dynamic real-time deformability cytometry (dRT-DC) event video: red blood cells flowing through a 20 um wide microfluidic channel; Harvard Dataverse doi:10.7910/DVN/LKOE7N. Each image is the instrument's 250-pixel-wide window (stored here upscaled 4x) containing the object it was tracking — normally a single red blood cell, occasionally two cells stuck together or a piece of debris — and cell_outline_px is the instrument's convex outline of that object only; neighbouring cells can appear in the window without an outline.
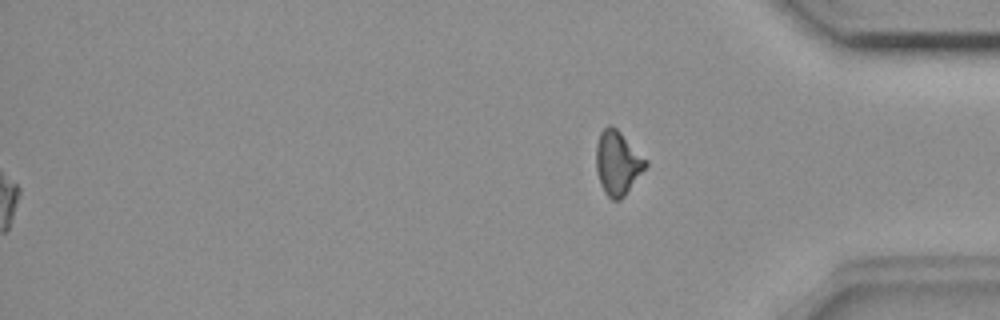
{"species": "common noctule bat (a hibernating species)", "species_latin": "Nyctalus noctula", "temperature_condition": "room temperature", "stored_images_in_passage": 56, "segment_of_instrument_passage": [2, 2], "camera_frame_rate_fps": 3000, "um_per_image_px": 0.085, "animal": {"sex": "female", "body_mass_g": 18.4}, "frame": {"image": 1, "passage_image": 56, "time_ms": 18.333, "image_size_px": [1000, 320], "cell_outline_px": [[648, 164], [624, 196], [620, 200], [612, 200], [604, 192], [600, 184], [596, 168], [596, 144], [600, 132], [608, 124], [612, 124], [648, 160]], "centroid_in_image_um": [52.48, 13.83], "position_along_channel_um": 382.7, "area_um2": 18.44}}